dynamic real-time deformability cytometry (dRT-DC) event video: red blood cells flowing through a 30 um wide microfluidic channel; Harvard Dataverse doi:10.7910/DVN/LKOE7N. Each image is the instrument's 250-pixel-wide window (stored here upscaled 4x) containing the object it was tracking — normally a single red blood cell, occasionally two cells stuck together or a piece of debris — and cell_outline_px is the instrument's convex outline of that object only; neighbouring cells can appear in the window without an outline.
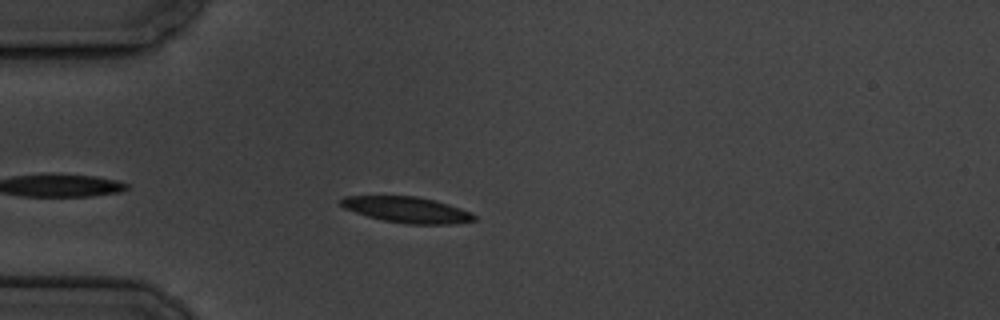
{"species": "common noctule bat (a hibernating species)", "species_latin": "Nyctalus noctula", "temperature_condition": "cold", "stored_images_in_passage": 5, "camera_frame_rate_fps": 3000, "um_per_image_px": 0.085, "animal": {"sex": "male", "body_mass_g": 19.5, "forearm_length_mm": 54.6}, "frame": {"image": 1, "passage_image": 5, "time_ms": 4.667, "image_size_px": [1000, 320], "cell_outline_px": [[476, 220], [452, 224], [408, 224], [384, 220], [368, 216], [344, 208], [340, 204], [340, 200], [344, 196], [416, 196], [436, 200], [460, 208], [476, 216]], "centroid_in_image_um": [34.6, 17.82], "position_along_channel_um": 50.4, "area_um2": 19.94}}